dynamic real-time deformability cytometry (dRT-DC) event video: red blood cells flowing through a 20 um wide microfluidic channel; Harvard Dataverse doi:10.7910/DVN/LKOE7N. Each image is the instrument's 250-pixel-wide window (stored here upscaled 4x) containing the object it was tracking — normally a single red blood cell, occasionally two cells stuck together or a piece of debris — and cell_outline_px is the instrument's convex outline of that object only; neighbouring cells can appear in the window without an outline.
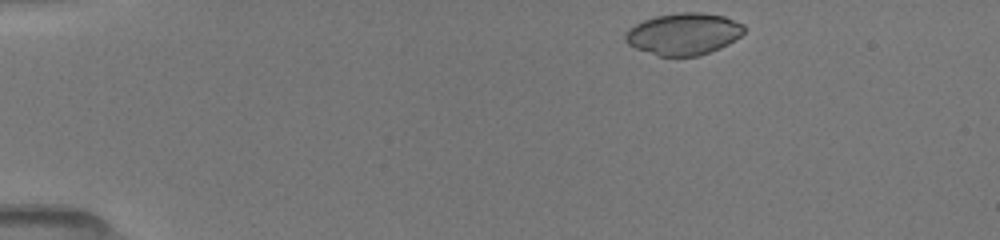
{"species": "common noctule bat (a hibernating species)", "species_latin": "Nyctalus noctula", "temperature_condition": "room temperature", "stored_images_in_passage": 44, "camera_frame_rate_fps": 3000, "um_per_image_px": 0.085, "animal": {"sex": "female", "body_mass_g": 19.5, "forearm_length_mm": 54.1}, "frame": {"image": 1, "passage_image": 1, "time_ms": 0.0, "image_size_px": [1000, 240], "cell_outline_px": [[744, 32], [740, 36], [728, 44], [720, 48], [700, 56], [656, 56], [636, 48], [628, 44], [624, 40], [624, 32], [628, 28], [644, 20], [656, 16], [680, 12], [704, 12], [724, 16], [744, 24]], "centroid_in_image_um": [58.09, 2.88], "position_along_channel_um": 26.9, "area_um2": 29.19}}
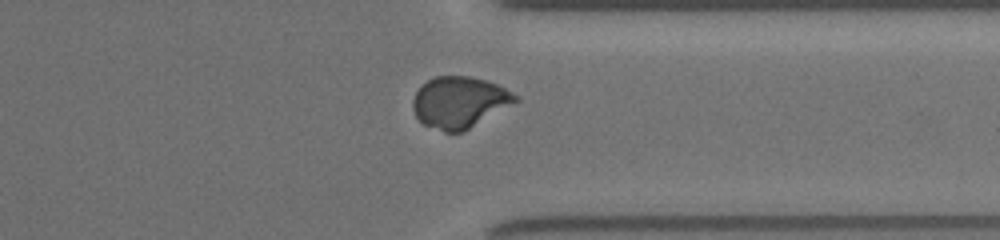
{"frame": {"image": 2, "passage_image": 33, "time_ms": 10.667, "image_size_px": [1000, 240], "cell_outline_px": [[520, 100], [464, 132], [444, 132], [424, 124], [416, 116], [412, 108], [412, 100], [420, 84], [436, 76], [468, 76], [488, 80], [520, 96]], "centroid_in_image_um": [39.06, 8.68], "position_along_channel_um": 372.3, "area_um2": 30.92}}
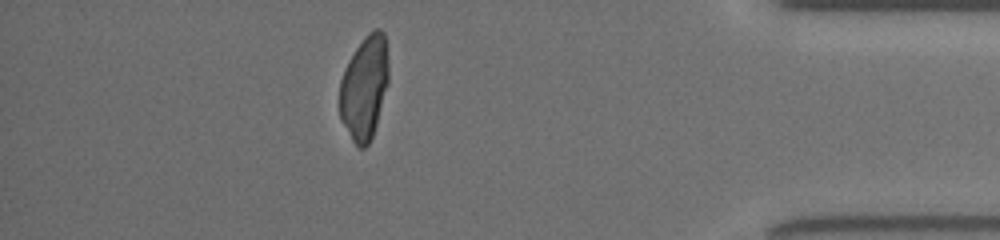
{"frame": {"image": 3, "passage_image": 38, "time_ms": 12.333, "image_size_px": [1000, 240], "cell_outline_px": [[388, 84], [376, 124], [372, 136], [368, 144], [364, 148], [360, 148], [352, 140], [340, 120], [340, 80], [348, 60], [364, 36], [372, 28], [380, 28], [384, 32], [388, 60]], "centroid_in_image_um": [30.97, 7.41], "position_along_channel_um": 404.2, "area_um2": 29.65}}